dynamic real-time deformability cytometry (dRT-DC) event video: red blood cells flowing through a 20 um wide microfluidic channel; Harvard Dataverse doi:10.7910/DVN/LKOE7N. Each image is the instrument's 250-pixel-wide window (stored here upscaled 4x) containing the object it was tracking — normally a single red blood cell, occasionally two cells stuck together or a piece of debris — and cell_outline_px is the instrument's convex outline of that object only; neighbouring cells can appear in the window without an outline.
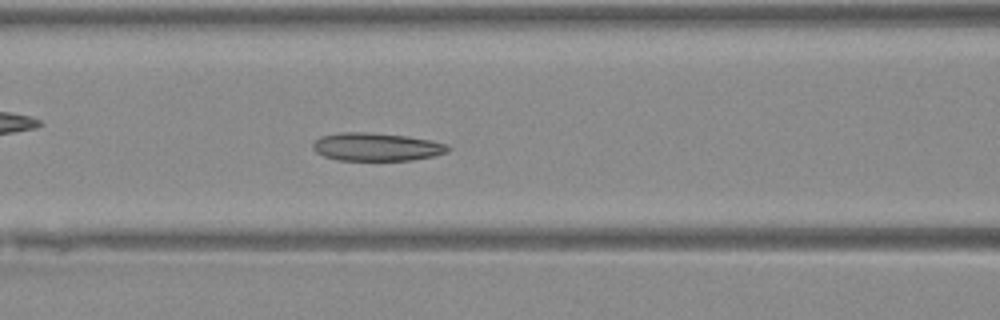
{"species": "Egyptian fruit bat (a non-hibernating species)", "species_latin": "Rousettus aegyptiacus", "temperature_condition": "warm", "stored_images_in_passage": 32, "camera_frame_rate_fps": 3000, "um_per_image_px": 0.085, "animal": {"sex": "female"}, "frame": {"image": 1, "passage_image": 11, "time_ms": 3.333, "image_size_px": [1000, 320], "cell_outline_px": [[452, 148], [448, 152], [432, 156], [412, 160], [336, 160], [324, 156], [316, 152], [312, 148], [312, 144], [320, 136], [340, 132], [368, 132], [408, 136], [448, 144]], "centroid_in_image_um": [31.99, 12.48], "position_along_channel_um": 134.6, "area_um2": 22.2}}
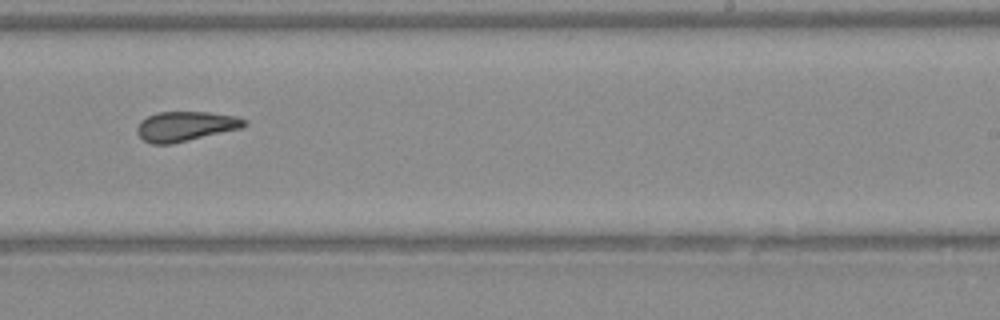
{"frame": {"image": 2, "passage_image": 21, "time_ms": 6.667, "image_size_px": [1000, 320], "cell_outline_px": [[248, 124], [240, 128], [172, 144], [152, 144], [144, 140], [136, 132], [136, 128], [140, 120], [156, 112], [208, 112], [236, 116], [248, 120]], "centroid_in_image_um": [15.75, 10.72], "position_along_channel_um": 273.2, "area_um2": 18.61}}
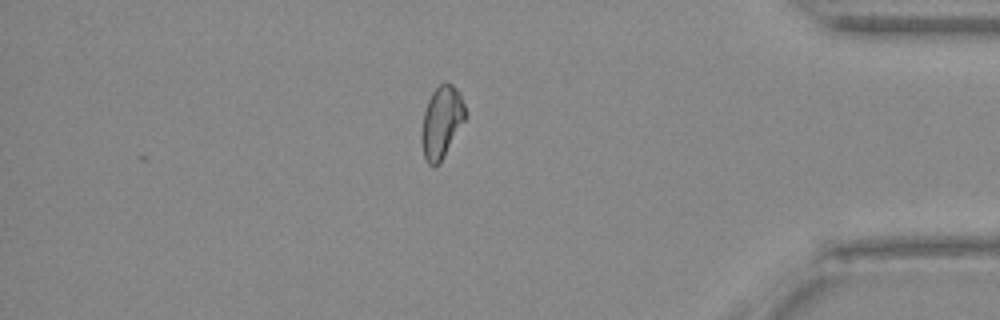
{"frame": {"image": 3, "passage_image": 32, "time_ms": 10.333, "image_size_px": [1000, 320], "cell_outline_px": [[468, 116], [440, 164], [432, 168], [428, 164], [424, 156], [420, 140], [420, 136], [424, 112], [428, 100], [432, 92], [440, 84], [452, 84], [456, 88], [464, 104]], "centroid_in_image_um": [37.53, 10.44], "position_along_channel_um": 397.7, "area_um2": 18.61}}